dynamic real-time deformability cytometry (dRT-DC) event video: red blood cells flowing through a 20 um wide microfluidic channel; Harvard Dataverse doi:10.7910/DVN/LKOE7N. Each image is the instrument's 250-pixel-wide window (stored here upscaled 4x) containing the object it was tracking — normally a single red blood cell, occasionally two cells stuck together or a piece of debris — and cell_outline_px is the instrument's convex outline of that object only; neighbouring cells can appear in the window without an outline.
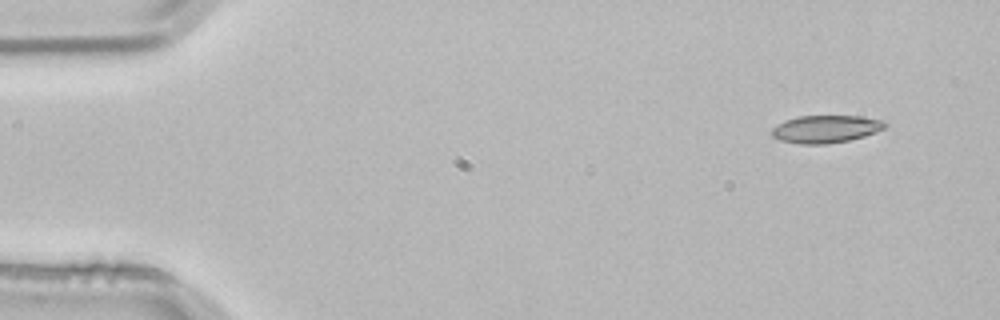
{"species": "common noctule bat (a hibernating species)", "species_latin": "Nyctalus noctula", "temperature_condition": "room temperature", "stored_images_in_passage": 4, "camera_frame_rate_fps": 3000, "um_per_image_px": 0.085, "animal": {"sex": "male", "body_mass_g": 21.5, "forearm_length_mm": 52.0}, "frame": {"image": 1, "passage_image": 1, "time_ms": 0.0, "image_size_px": [1000, 320], "cell_outline_px": [[888, 124], [884, 128], [876, 132], [864, 136], [848, 140], [828, 144], [800, 144], [780, 140], [772, 136], [772, 128], [776, 124], [784, 120], [796, 116], [860, 116], [888, 120]], "centroid_in_image_um": [70.21, 10.95], "position_along_channel_um": 14.8, "area_um2": 18.44}}
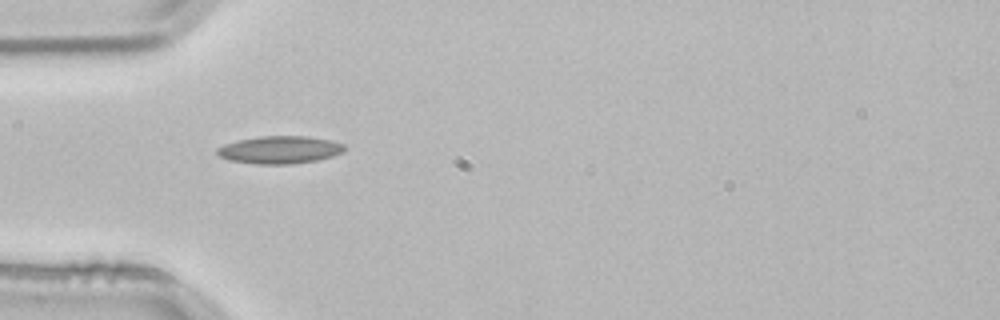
{"frame": {"image": 2, "passage_image": 3, "time_ms": 0.667, "image_size_px": [1000, 320], "cell_outline_px": [[344, 152], [332, 156], [316, 160], [292, 164], [256, 164], [228, 160], [220, 156], [216, 152], [216, 148], [224, 144], [240, 140], [260, 136], [308, 136], [332, 140], [344, 144]], "centroid_in_image_um": [23.78, 12.73], "position_along_channel_um": 61.2, "area_um2": 20.52}}